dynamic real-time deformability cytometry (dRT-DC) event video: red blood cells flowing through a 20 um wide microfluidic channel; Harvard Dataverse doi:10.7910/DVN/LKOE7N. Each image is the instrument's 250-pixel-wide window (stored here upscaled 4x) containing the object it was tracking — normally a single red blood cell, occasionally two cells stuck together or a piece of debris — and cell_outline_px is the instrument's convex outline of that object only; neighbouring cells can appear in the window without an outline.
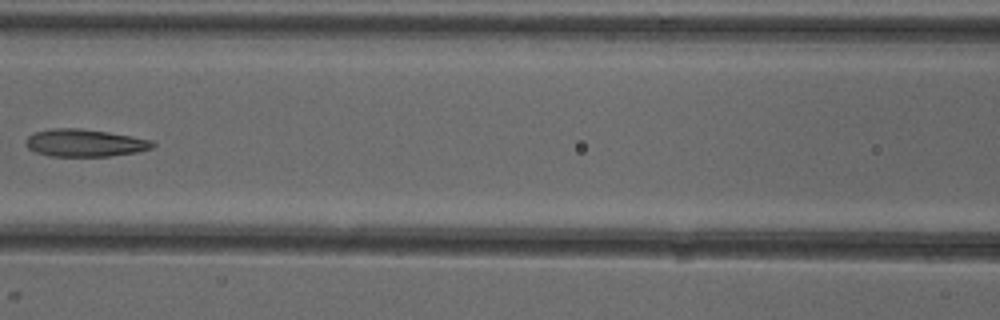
{"species": "common noctule bat (a hibernating species)", "species_latin": "Nyctalus noctula", "temperature_condition": "cold", "stored_images_in_passage": 8, "camera_frame_rate_fps": 3000, "um_per_image_px": 0.085, "animal": {"sex": "female"}, "frame": {"image": 1, "passage_image": 7, "time_ms": 7.0, "image_size_px": [1000, 320], "cell_outline_px": [[156, 144], [152, 148], [136, 152], [108, 156], [48, 156], [36, 152], [28, 148], [24, 144], [24, 140], [28, 136], [36, 132], [52, 128], [80, 128], [108, 132], [132, 136], [152, 140]], "centroid_in_image_um": [7.18, 12.14], "position_along_channel_um": 159.4, "area_um2": 20.35}}
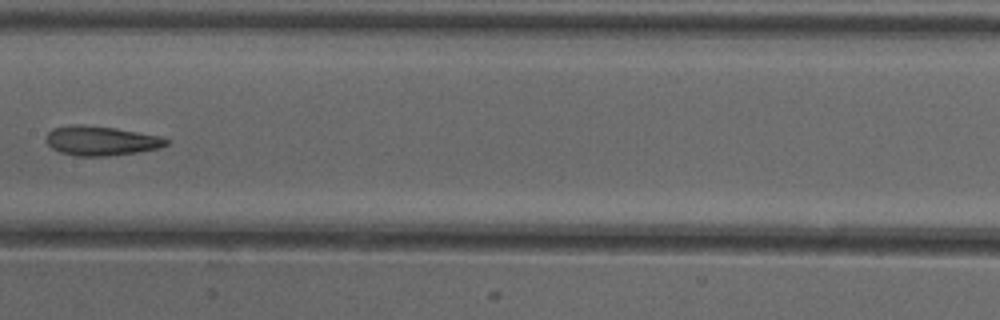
{"frame": {"image": 2, "passage_image": 8, "time_ms": 8.0, "image_size_px": [1000, 320], "cell_outline_px": [[172, 140], [168, 144], [160, 148], [136, 152], [108, 156], [76, 156], [60, 152], [52, 148], [44, 140], [48, 132], [52, 128], [76, 124], [116, 128], [160, 136]], "centroid_in_image_um": [8.59, 11.96], "position_along_channel_um": 198.8, "area_um2": 20.69}}